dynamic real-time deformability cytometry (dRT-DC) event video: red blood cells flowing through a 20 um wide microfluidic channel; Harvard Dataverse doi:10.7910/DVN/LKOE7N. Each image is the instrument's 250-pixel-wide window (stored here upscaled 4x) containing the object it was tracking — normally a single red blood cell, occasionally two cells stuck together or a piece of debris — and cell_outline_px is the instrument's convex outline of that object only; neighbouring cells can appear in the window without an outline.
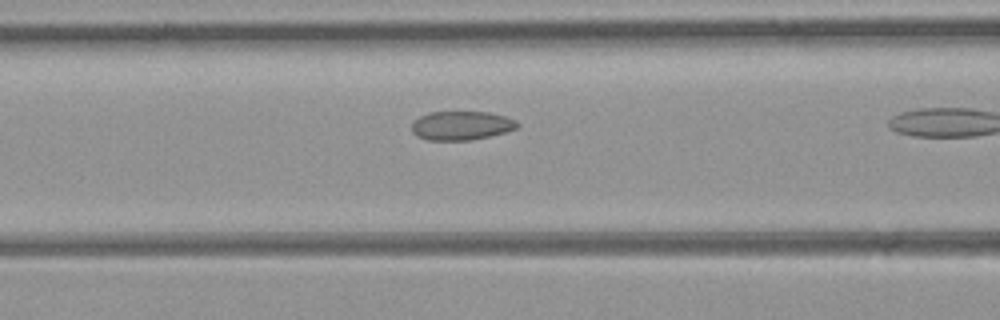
{"species": "common noctule bat (a hibernating species)", "species_latin": "Nyctalus noctula", "temperature_condition": "room temperature", "stored_images_in_passage": 19, "camera_frame_rate_fps": 3000, "um_per_image_px": 0.085, "animal": {"sex": "female", "body_mass_g": 21.9}, "frame": {"image": 1, "passage_image": 16, "time_ms": 5.0, "image_size_px": [1000, 320], "cell_outline_px": [[520, 124], [516, 128], [508, 132], [472, 140], [428, 140], [416, 136], [412, 132], [412, 124], [420, 116], [428, 112], [488, 112], [504, 116], [516, 120]], "centroid_in_image_um": [39.23, 10.68], "position_along_channel_um": 127.4, "area_um2": 17.86}}